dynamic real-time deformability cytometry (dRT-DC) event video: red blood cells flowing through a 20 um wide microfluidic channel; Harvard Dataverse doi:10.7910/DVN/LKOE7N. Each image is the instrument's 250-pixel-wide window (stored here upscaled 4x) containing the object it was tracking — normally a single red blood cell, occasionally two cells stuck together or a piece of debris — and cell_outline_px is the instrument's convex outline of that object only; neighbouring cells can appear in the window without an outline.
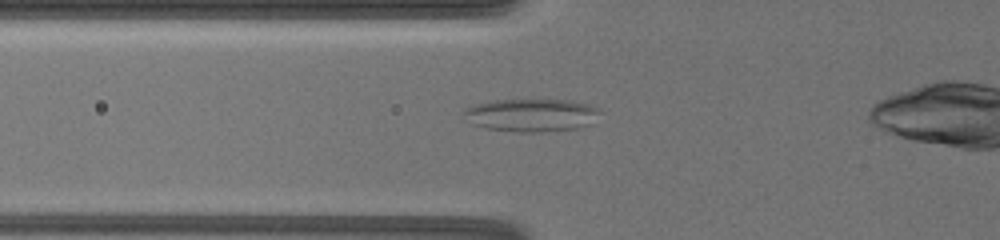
{"species": "common noctule bat (a hibernating species)", "species_latin": "Nyctalus noctula", "temperature_condition": "warm", "stored_images_in_passage": 35, "camera_frame_rate_fps": 3000, "um_per_image_px": 0.085, "animal": {"sex": "female", "body_mass_g": 19.5, "forearm_length_mm": 54.1}, "frame": {"image": 1, "passage_image": 10, "time_ms": 4.0, "image_size_px": [1000, 240], "cell_outline_px": [[600, 112], [592, 124], [576, 128], [544, 132], [520, 132], [488, 128], [476, 124], [464, 112], [464, 108], [476, 104], [496, 100], [564, 100], [588, 104], [600, 108]], "centroid_in_image_um": [45.26, 9.78], "position_along_channel_um": 80.5, "area_um2": 25.61}}
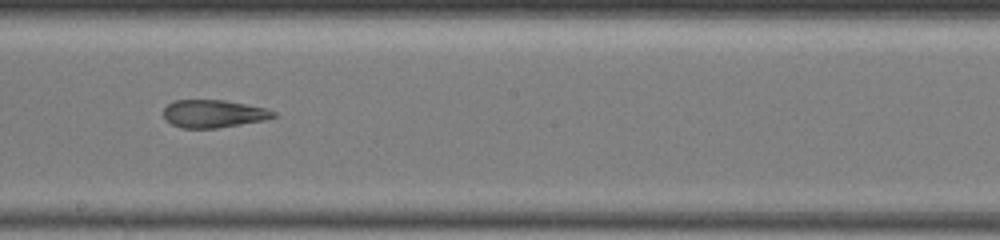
{"frame": {"image": 2, "passage_image": 20, "time_ms": 8.333, "image_size_px": [1000, 240], "cell_outline_px": [[276, 116], [264, 120], [216, 128], [180, 128], [164, 120], [164, 108], [168, 104], [176, 100], [224, 100], [264, 108], [276, 112]], "centroid_in_image_um": [18.11, 9.67], "position_along_channel_um": 230.1, "area_um2": 17.63}}
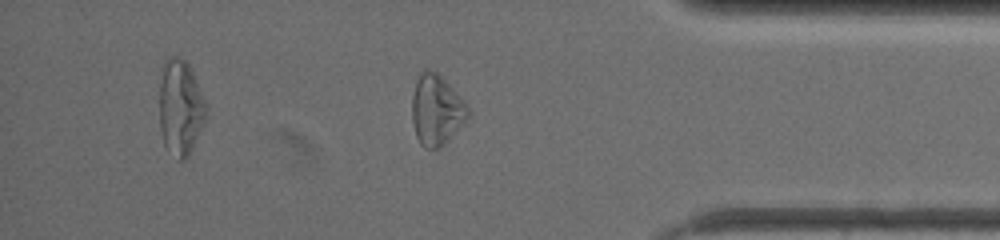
{"frame": {"image": 3, "passage_image": 32, "time_ms": 13.667, "image_size_px": [1000, 240], "cell_outline_px": [[468, 116], [448, 140], [440, 148], [424, 148], [420, 144], [416, 136], [412, 120], [412, 96], [416, 80], [424, 68], [436, 72], [456, 92], [468, 108]], "centroid_in_image_um": [37.05, 9.36], "position_along_channel_um": 398.2, "area_um2": 22.48}}